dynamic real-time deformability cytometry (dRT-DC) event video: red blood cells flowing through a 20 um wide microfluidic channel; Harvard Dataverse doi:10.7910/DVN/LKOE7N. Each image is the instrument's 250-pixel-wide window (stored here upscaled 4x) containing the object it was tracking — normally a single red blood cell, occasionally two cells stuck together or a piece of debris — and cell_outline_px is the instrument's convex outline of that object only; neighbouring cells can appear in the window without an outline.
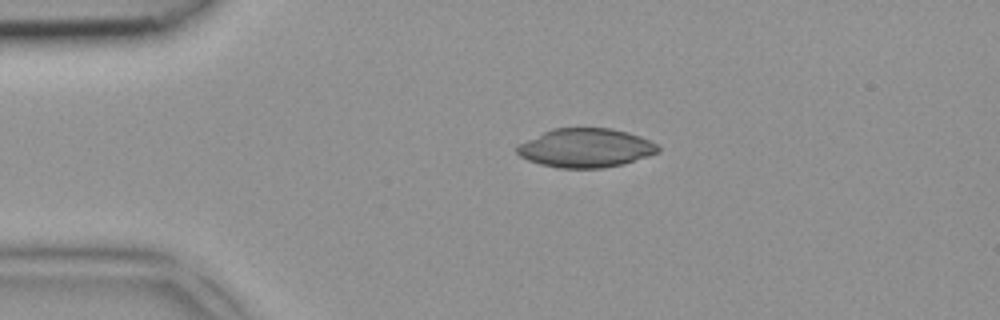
{"species": "common noctule bat (a hibernating species)", "species_latin": "Nyctalus noctula", "temperature_condition": "room temperature", "stored_images_in_passage": 2, "camera_frame_rate_fps": 3000, "um_per_image_px": 0.085, "animal": {"sex": "female", "body_mass_g": 18.4}, "frame": {"image": 1, "passage_image": 1, "time_ms": 0.0, "image_size_px": [1000, 320], "cell_outline_px": [[660, 152], [624, 164], [604, 168], [560, 168], [540, 164], [528, 160], [520, 156], [516, 152], [516, 144], [552, 128], [612, 128], [628, 132], [640, 136], [656, 144], [660, 148]], "centroid_in_image_um": [49.77, 12.57], "position_along_channel_um": 35.2, "area_um2": 32.19}}